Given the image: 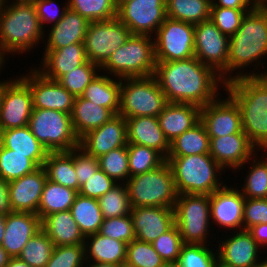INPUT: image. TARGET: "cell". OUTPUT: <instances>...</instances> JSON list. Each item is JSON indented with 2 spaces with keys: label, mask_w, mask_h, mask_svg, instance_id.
<instances>
[{
  "label": "cell",
  "mask_w": 267,
  "mask_h": 267,
  "mask_svg": "<svg viewBox=\"0 0 267 267\" xmlns=\"http://www.w3.org/2000/svg\"><path fill=\"white\" fill-rule=\"evenodd\" d=\"M131 35L129 28L117 17L90 22L83 41L88 61L101 67Z\"/></svg>",
  "instance_id": "7c38bea8"
},
{
  "label": "cell",
  "mask_w": 267,
  "mask_h": 267,
  "mask_svg": "<svg viewBox=\"0 0 267 267\" xmlns=\"http://www.w3.org/2000/svg\"><path fill=\"white\" fill-rule=\"evenodd\" d=\"M224 240H219L217 249L218 261L227 267H251L263 259L260 258L261 247L248 230L234 231ZM226 238V239H225ZM260 253V254H259ZM259 260V261H258Z\"/></svg>",
  "instance_id": "44dd1931"
},
{
  "label": "cell",
  "mask_w": 267,
  "mask_h": 267,
  "mask_svg": "<svg viewBox=\"0 0 267 267\" xmlns=\"http://www.w3.org/2000/svg\"><path fill=\"white\" fill-rule=\"evenodd\" d=\"M85 262L84 244L55 246L45 267H83Z\"/></svg>",
  "instance_id": "816d5d0a"
},
{
  "label": "cell",
  "mask_w": 267,
  "mask_h": 267,
  "mask_svg": "<svg viewBox=\"0 0 267 267\" xmlns=\"http://www.w3.org/2000/svg\"><path fill=\"white\" fill-rule=\"evenodd\" d=\"M40 66L36 69L46 78L58 81L88 61L83 42L73 43L60 49H44Z\"/></svg>",
  "instance_id": "d4e9b609"
},
{
  "label": "cell",
  "mask_w": 267,
  "mask_h": 267,
  "mask_svg": "<svg viewBox=\"0 0 267 267\" xmlns=\"http://www.w3.org/2000/svg\"><path fill=\"white\" fill-rule=\"evenodd\" d=\"M30 70L23 76L21 73L20 77L30 88L33 109L59 110L71 114L75 97L58 81L46 78L35 66Z\"/></svg>",
  "instance_id": "2e32d148"
},
{
  "label": "cell",
  "mask_w": 267,
  "mask_h": 267,
  "mask_svg": "<svg viewBox=\"0 0 267 267\" xmlns=\"http://www.w3.org/2000/svg\"><path fill=\"white\" fill-rule=\"evenodd\" d=\"M130 177L152 171L166 159L155 149L137 144H127Z\"/></svg>",
  "instance_id": "7bdbcfd3"
},
{
  "label": "cell",
  "mask_w": 267,
  "mask_h": 267,
  "mask_svg": "<svg viewBox=\"0 0 267 267\" xmlns=\"http://www.w3.org/2000/svg\"><path fill=\"white\" fill-rule=\"evenodd\" d=\"M114 116L115 114L106 107L98 106L80 96L74 98L71 121L74 133L79 139Z\"/></svg>",
  "instance_id": "4dcf8cb0"
},
{
  "label": "cell",
  "mask_w": 267,
  "mask_h": 267,
  "mask_svg": "<svg viewBox=\"0 0 267 267\" xmlns=\"http://www.w3.org/2000/svg\"><path fill=\"white\" fill-rule=\"evenodd\" d=\"M263 56H267V9L254 8L247 12L239 29L230 36L227 83L243 77H259L261 73L256 71L257 67L262 65L261 69H265ZM250 65L256 69L245 71Z\"/></svg>",
  "instance_id": "7a4b0ae2"
},
{
  "label": "cell",
  "mask_w": 267,
  "mask_h": 267,
  "mask_svg": "<svg viewBox=\"0 0 267 267\" xmlns=\"http://www.w3.org/2000/svg\"><path fill=\"white\" fill-rule=\"evenodd\" d=\"M151 244L165 263H177L181 247L184 243L178 227L174 224Z\"/></svg>",
  "instance_id": "f907efd6"
},
{
  "label": "cell",
  "mask_w": 267,
  "mask_h": 267,
  "mask_svg": "<svg viewBox=\"0 0 267 267\" xmlns=\"http://www.w3.org/2000/svg\"><path fill=\"white\" fill-rule=\"evenodd\" d=\"M77 195L78 191L47 179L41 194L37 215L42 220L52 213L68 211Z\"/></svg>",
  "instance_id": "e575fe53"
},
{
  "label": "cell",
  "mask_w": 267,
  "mask_h": 267,
  "mask_svg": "<svg viewBox=\"0 0 267 267\" xmlns=\"http://www.w3.org/2000/svg\"><path fill=\"white\" fill-rule=\"evenodd\" d=\"M40 229L41 220L37 214L11 211L6 214L5 232L1 246L10 257H18L29 239Z\"/></svg>",
  "instance_id": "cb8c5ba5"
},
{
  "label": "cell",
  "mask_w": 267,
  "mask_h": 267,
  "mask_svg": "<svg viewBox=\"0 0 267 267\" xmlns=\"http://www.w3.org/2000/svg\"><path fill=\"white\" fill-rule=\"evenodd\" d=\"M101 72L99 65L86 61L73 71L63 75L58 82L74 97L81 96L85 88Z\"/></svg>",
  "instance_id": "7dc6e473"
},
{
  "label": "cell",
  "mask_w": 267,
  "mask_h": 267,
  "mask_svg": "<svg viewBox=\"0 0 267 267\" xmlns=\"http://www.w3.org/2000/svg\"><path fill=\"white\" fill-rule=\"evenodd\" d=\"M128 144L146 146L158 151L165 159L170 144L160 128L158 117L140 116L126 118Z\"/></svg>",
  "instance_id": "484cf974"
},
{
  "label": "cell",
  "mask_w": 267,
  "mask_h": 267,
  "mask_svg": "<svg viewBox=\"0 0 267 267\" xmlns=\"http://www.w3.org/2000/svg\"><path fill=\"white\" fill-rule=\"evenodd\" d=\"M84 248L86 261L112 263L124 267L127 252L125 242L95 233L86 236Z\"/></svg>",
  "instance_id": "f546056e"
},
{
  "label": "cell",
  "mask_w": 267,
  "mask_h": 267,
  "mask_svg": "<svg viewBox=\"0 0 267 267\" xmlns=\"http://www.w3.org/2000/svg\"><path fill=\"white\" fill-rule=\"evenodd\" d=\"M46 180L45 169L39 167L30 174L9 181L8 196L11 211L37 214Z\"/></svg>",
  "instance_id": "7402d4cb"
},
{
  "label": "cell",
  "mask_w": 267,
  "mask_h": 267,
  "mask_svg": "<svg viewBox=\"0 0 267 267\" xmlns=\"http://www.w3.org/2000/svg\"><path fill=\"white\" fill-rule=\"evenodd\" d=\"M41 229L55 246L84 244L85 236L70 210L52 213L41 220Z\"/></svg>",
  "instance_id": "f1b7e54d"
},
{
  "label": "cell",
  "mask_w": 267,
  "mask_h": 267,
  "mask_svg": "<svg viewBox=\"0 0 267 267\" xmlns=\"http://www.w3.org/2000/svg\"><path fill=\"white\" fill-rule=\"evenodd\" d=\"M154 36L156 62L195 57L193 24L166 17Z\"/></svg>",
  "instance_id": "8fae6325"
},
{
  "label": "cell",
  "mask_w": 267,
  "mask_h": 267,
  "mask_svg": "<svg viewBox=\"0 0 267 267\" xmlns=\"http://www.w3.org/2000/svg\"><path fill=\"white\" fill-rule=\"evenodd\" d=\"M200 111L201 107L191 103L166 104L158 120L169 144L200 121Z\"/></svg>",
  "instance_id": "4316f807"
},
{
  "label": "cell",
  "mask_w": 267,
  "mask_h": 267,
  "mask_svg": "<svg viewBox=\"0 0 267 267\" xmlns=\"http://www.w3.org/2000/svg\"><path fill=\"white\" fill-rule=\"evenodd\" d=\"M44 33L45 29L41 26L33 3L2 4L0 51L4 56L31 52L40 42L44 43Z\"/></svg>",
  "instance_id": "277c9868"
},
{
  "label": "cell",
  "mask_w": 267,
  "mask_h": 267,
  "mask_svg": "<svg viewBox=\"0 0 267 267\" xmlns=\"http://www.w3.org/2000/svg\"><path fill=\"white\" fill-rule=\"evenodd\" d=\"M264 82L265 84L267 85V71L265 72H261V75L259 76Z\"/></svg>",
  "instance_id": "753ad0ef"
},
{
  "label": "cell",
  "mask_w": 267,
  "mask_h": 267,
  "mask_svg": "<svg viewBox=\"0 0 267 267\" xmlns=\"http://www.w3.org/2000/svg\"><path fill=\"white\" fill-rule=\"evenodd\" d=\"M7 80H0V107H1V99H2V93H3V88H4V84Z\"/></svg>",
  "instance_id": "8c879c8a"
},
{
  "label": "cell",
  "mask_w": 267,
  "mask_h": 267,
  "mask_svg": "<svg viewBox=\"0 0 267 267\" xmlns=\"http://www.w3.org/2000/svg\"><path fill=\"white\" fill-rule=\"evenodd\" d=\"M47 179L79 191V181L74 169V157L68 151L49 152L42 166Z\"/></svg>",
  "instance_id": "836d02e7"
},
{
  "label": "cell",
  "mask_w": 267,
  "mask_h": 267,
  "mask_svg": "<svg viewBox=\"0 0 267 267\" xmlns=\"http://www.w3.org/2000/svg\"><path fill=\"white\" fill-rule=\"evenodd\" d=\"M47 154H20L0 144V177L12 181L43 166Z\"/></svg>",
  "instance_id": "1f68e13d"
},
{
  "label": "cell",
  "mask_w": 267,
  "mask_h": 267,
  "mask_svg": "<svg viewBox=\"0 0 267 267\" xmlns=\"http://www.w3.org/2000/svg\"><path fill=\"white\" fill-rule=\"evenodd\" d=\"M11 212L8 196V181L0 177V214Z\"/></svg>",
  "instance_id": "94428289"
},
{
  "label": "cell",
  "mask_w": 267,
  "mask_h": 267,
  "mask_svg": "<svg viewBox=\"0 0 267 267\" xmlns=\"http://www.w3.org/2000/svg\"><path fill=\"white\" fill-rule=\"evenodd\" d=\"M178 195L206 194L222 188L224 169L209 154L167 156ZM221 177V178H220Z\"/></svg>",
  "instance_id": "5b68a950"
},
{
  "label": "cell",
  "mask_w": 267,
  "mask_h": 267,
  "mask_svg": "<svg viewBox=\"0 0 267 267\" xmlns=\"http://www.w3.org/2000/svg\"><path fill=\"white\" fill-rule=\"evenodd\" d=\"M229 40L230 37L223 34L210 19L194 25L195 57L202 64L213 68L225 84Z\"/></svg>",
  "instance_id": "4fadbf2b"
},
{
  "label": "cell",
  "mask_w": 267,
  "mask_h": 267,
  "mask_svg": "<svg viewBox=\"0 0 267 267\" xmlns=\"http://www.w3.org/2000/svg\"><path fill=\"white\" fill-rule=\"evenodd\" d=\"M210 139L205 126L199 121L170 143L168 156H189L209 153Z\"/></svg>",
  "instance_id": "8d00e7d4"
},
{
  "label": "cell",
  "mask_w": 267,
  "mask_h": 267,
  "mask_svg": "<svg viewBox=\"0 0 267 267\" xmlns=\"http://www.w3.org/2000/svg\"><path fill=\"white\" fill-rule=\"evenodd\" d=\"M118 183L111 179L100 168L80 186L78 194L84 197L98 199Z\"/></svg>",
  "instance_id": "db71d44e"
},
{
  "label": "cell",
  "mask_w": 267,
  "mask_h": 267,
  "mask_svg": "<svg viewBox=\"0 0 267 267\" xmlns=\"http://www.w3.org/2000/svg\"><path fill=\"white\" fill-rule=\"evenodd\" d=\"M33 4L43 29L46 28L44 26L46 23L52 26L57 24L69 8L68 1L61 7L62 9L55 0H35Z\"/></svg>",
  "instance_id": "6f0895ef"
},
{
  "label": "cell",
  "mask_w": 267,
  "mask_h": 267,
  "mask_svg": "<svg viewBox=\"0 0 267 267\" xmlns=\"http://www.w3.org/2000/svg\"><path fill=\"white\" fill-rule=\"evenodd\" d=\"M131 218L135 238L152 243L174 224V210L167 207H132Z\"/></svg>",
  "instance_id": "603a6c76"
},
{
  "label": "cell",
  "mask_w": 267,
  "mask_h": 267,
  "mask_svg": "<svg viewBox=\"0 0 267 267\" xmlns=\"http://www.w3.org/2000/svg\"><path fill=\"white\" fill-rule=\"evenodd\" d=\"M253 9L211 7L210 20L223 34L230 37L239 29L247 12Z\"/></svg>",
  "instance_id": "681fc988"
},
{
  "label": "cell",
  "mask_w": 267,
  "mask_h": 267,
  "mask_svg": "<svg viewBox=\"0 0 267 267\" xmlns=\"http://www.w3.org/2000/svg\"><path fill=\"white\" fill-rule=\"evenodd\" d=\"M35 0H2L3 3H34Z\"/></svg>",
  "instance_id": "a7ac6f4b"
},
{
  "label": "cell",
  "mask_w": 267,
  "mask_h": 267,
  "mask_svg": "<svg viewBox=\"0 0 267 267\" xmlns=\"http://www.w3.org/2000/svg\"><path fill=\"white\" fill-rule=\"evenodd\" d=\"M245 197L238 187L226 184L210 195L211 224L219 225L231 232L243 230ZM231 230V231H230Z\"/></svg>",
  "instance_id": "ac0fdd59"
},
{
  "label": "cell",
  "mask_w": 267,
  "mask_h": 267,
  "mask_svg": "<svg viewBox=\"0 0 267 267\" xmlns=\"http://www.w3.org/2000/svg\"><path fill=\"white\" fill-rule=\"evenodd\" d=\"M165 1L129 0L118 8L117 18L129 28L132 35L154 37L167 17Z\"/></svg>",
  "instance_id": "9a60e30c"
},
{
  "label": "cell",
  "mask_w": 267,
  "mask_h": 267,
  "mask_svg": "<svg viewBox=\"0 0 267 267\" xmlns=\"http://www.w3.org/2000/svg\"><path fill=\"white\" fill-rule=\"evenodd\" d=\"M2 4H3V2H2V0H0V9H1V7H2Z\"/></svg>",
  "instance_id": "b9fcfbb0"
},
{
  "label": "cell",
  "mask_w": 267,
  "mask_h": 267,
  "mask_svg": "<svg viewBox=\"0 0 267 267\" xmlns=\"http://www.w3.org/2000/svg\"><path fill=\"white\" fill-rule=\"evenodd\" d=\"M69 9L79 13L89 22L116 18L118 8L115 0H67Z\"/></svg>",
  "instance_id": "60d3db41"
},
{
  "label": "cell",
  "mask_w": 267,
  "mask_h": 267,
  "mask_svg": "<svg viewBox=\"0 0 267 267\" xmlns=\"http://www.w3.org/2000/svg\"><path fill=\"white\" fill-rule=\"evenodd\" d=\"M6 62L7 60L5 59V56L0 51V73L2 71L1 69L4 67Z\"/></svg>",
  "instance_id": "89a4df30"
},
{
  "label": "cell",
  "mask_w": 267,
  "mask_h": 267,
  "mask_svg": "<svg viewBox=\"0 0 267 267\" xmlns=\"http://www.w3.org/2000/svg\"><path fill=\"white\" fill-rule=\"evenodd\" d=\"M214 267H227V266H224L219 261H217V263L214 265Z\"/></svg>",
  "instance_id": "2a66077c"
},
{
  "label": "cell",
  "mask_w": 267,
  "mask_h": 267,
  "mask_svg": "<svg viewBox=\"0 0 267 267\" xmlns=\"http://www.w3.org/2000/svg\"><path fill=\"white\" fill-rule=\"evenodd\" d=\"M28 126L48 152L70 151L79 147L71 114L59 110L33 109Z\"/></svg>",
  "instance_id": "30bf717a"
},
{
  "label": "cell",
  "mask_w": 267,
  "mask_h": 267,
  "mask_svg": "<svg viewBox=\"0 0 267 267\" xmlns=\"http://www.w3.org/2000/svg\"><path fill=\"white\" fill-rule=\"evenodd\" d=\"M211 7L254 8L250 0H211Z\"/></svg>",
  "instance_id": "91938a15"
},
{
  "label": "cell",
  "mask_w": 267,
  "mask_h": 267,
  "mask_svg": "<svg viewBox=\"0 0 267 267\" xmlns=\"http://www.w3.org/2000/svg\"><path fill=\"white\" fill-rule=\"evenodd\" d=\"M155 67L153 36L131 35L100 68L103 74L122 79L153 76Z\"/></svg>",
  "instance_id": "8992f818"
},
{
  "label": "cell",
  "mask_w": 267,
  "mask_h": 267,
  "mask_svg": "<svg viewBox=\"0 0 267 267\" xmlns=\"http://www.w3.org/2000/svg\"><path fill=\"white\" fill-rule=\"evenodd\" d=\"M254 8L267 9V0H250Z\"/></svg>",
  "instance_id": "003e7915"
},
{
  "label": "cell",
  "mask_w": 267,
  "mask_h": 267,
  "mask_svg": "<svg viewBox=\"0 0 267 267\" xmlns=\"http://www.w3.org/2000/svg\"><path fill=\"white\" fill-rule=\"evenodd\" d=\"M83 267H121V266L112 263H97V262L86 261Z\"/></svg>",
  "instance_id": "e7e4bbea"
},
{
  "label": "cell",
  "mask_w": 267,
  "mask_h": 267,
  "mask_svg": "<svg viewBox=\"0 0 267 267\" xmlns=\"http://www.w3.org/2000/svg\"><path fill=\"white\" fill-rule=\"evenodd\" d=\"M211 0H166V16L196 25L210 19Z\"/></svg>",
  "instance_id": "d590c367"
},
{
  "label": "cell",
  "mask_w": 267,
  "mask_h": 267,
  "mask_svg": "<svg viewBox=\"0 0 267 267\" xmlns=\"http://www.w3.org/2000/svg\"><path fill=\"white\" fill-rule=\"evenodd\" d=\"M32 111V94L28 84L20 76L7 79L1 99L0 131L27 126Z\"/></svg>",
  "instance_id": "5bb4252c"
},
{
  "label": "cell",
  "mask_w": 267,
  "mask_h": 267,
  "mask_svg": "<svg viewBox=\"0 0 267 267\" xmlns=\"http://www.w3.org/2000/svg\"><path fill=\"white\" fill-rule=\"evenodd\" d=\"M175 224L184 244L208 245L211 216L210 195H178L174 205Z\"/></svg>",
  "instance_id": "9c48e42d"
},
{
  "label": "cell",
  "mask_w": 267,
  "mask_h": 267,
  "mask_svg": "<svg viewBox=\"0 0 267 267\" xmlns=\"http://www.w3.org/2000/svg\"><path fill=\"white\" fill-rule=\"evenodd\" d=\"M10 256L5 249L0 245V267H5L8 264Z\"/></svg>",
  "instance_id": "be15d7a7"
},
{
  "label": "cell",
  "mask_w": 267,
  "mask_h": 267,
  "mask_svg": "<svg viewBox=\"0 0 267 267\" xmlns=\"http://www.w3.org/2000/svg\"><path fill=\"white\" fill-rule=\"evenodd\" d=\"M126 186L132 207L174 208L178 197L173 172L167 161L157 169L129 177Z\"/></svg>",
  "instance_id": "52a82bcc"
},
{
  "label": "cell",
  "mask_w": 267,
  "mask_h": 267,
  "mask_svg": "<svg viewBox=\"0 0 267 267\" xmlns=\"http://www.w3.org/2000/svg\"><path fill=\"white\" fill-rule=\"evenodd\" d=\"M238 104L242 130L258 151H267V85L260 77H243L225 84ZM264 150V151H263Z\"/></svg>",
  "instance_id": "3957f363"
},
{
  "label": "cell",
  "mask_w": 267,
  "mask_h": 267,
  "mask_svg": "<svg viewBox=\"0 0 267 267\" xmlns=\"http://www.w3.org/2000/svg\"><path fill=\"white\" fill-rule=\"evenodd\" d=\"M161 267H179L177 263H165Z\"/></svg>",
  "instance_id": "34e18365"
},
{
  "label": "cell",
  "mask_w": 267,
  "mask_h": 267,
  "mask_svg": "<svg viewBox=\"0 0 267 267\" xmlns=\"http://www.w3.org/2000/svg\"><path fill=\"white\" fill-rule=\"evenodd\" d=\"M209 139V154L224 170L240 171L258 151L243 130L237 134Z\"/></svg>",
  "instance_id": "ffe728a7"
},
{
  "label": "cell",
  "mask_w": 267,
  "mask_h": 267,
  "mask_svg": "<svg viewBox=\"0 0 267 267\" xmlns=\"http://www.w3.org/2000/svg\"><path fill=\"white\" fill-rule=\"evenodd\" d=\"M0 144L20 154H48L29 126L0 131Z\"/></svg>",
  "instance_id": "f35d334b"
},
{
  "label": "cell",
  "mask_w": 267,
  "mask_h": 267,
  "mask_svg": "<svg viewBox=\"0 0 267 267\" xmlns=\"http://www.w3.org/2000/svg\"><path fill=\"white\" fill-rule=\"evenodd\" d=\"M256 243L264 250V246H267V223H261L251 227L248 230Z\"/></svg>",
  "instance_id": "680465c9"
},
{
  "label": "cell",
  "mask_w": 267,
  "mask_h": 267,
  "mask_svg": "<svg viewBox=\"0 0 267 267\" xmlns=\"http://www.w3.org/2000/svg\"><path fill=\"white\" fill-rule=\"evenodd\" d=\"M98 233L129 244L135 239L131 215L103 219Z\"/></svg>",
  "instance_id": "f5cc1de1"
},
{
  "label": "cell",
  "mask_w": 267,
  "mask_h": 267,
  "mask_svg": "<svg viewBox=\"0 0 267 267\" xmlns=\"http://www.w3.org/2000/svg\"><path fill=\"white\" fill-rule=\"evenodd\" d=\"M217 97L201 107L200 121L205 126L209 138L223 137L242 131L241 111L236 101L228 94Z\"/></svg>",
  "instance_id": "e0dca14e"
},
{
  "label": "cell",
  "mask_w": 267,
  "mask_h": 267,
  "mask_svg": "<svg viewBox=\"0 0 267 267\" xmlns=\"http://www.w3.org/2000/svg\"><path fill=\"white\" fill-rule=\"evenodd\" d=\"M68 152L74 157V169L79 181V186H81L99 169L98 158L87 154L80 147Z\"/></svg>",
  "instance_id": "9f6ffc18"
},
{
  "label": "cell",
  "mask_w": 267,
  "mask_h": 267,
  "mask_svg": "<svg viewBox=\"0 0 267 267\" xmlns=\"http://www.w3.org/2000/svg\"><path fill=\"white\" fill-rule=\"evenodd\" d=\"M165 261L151 243L138 239L127 244L124 267H161Z\"/></svg>",
  "instance_id": "bcb514c9"
},
{
  "label": "cell",
  "mask_w": 267,
  "mask_h": 267,
  "mask_svg": "<svg viewBox=\"0 0 267 267\" xmlns=\"http://www.w3.org/2000/svg\"><path fill=\"white\" fill-rule=\"evenodd\" d=\"M89 24L87 19L68 8L63 18L51 26L45 35L47 38L45 49H60L73 43L83 42Z\"/></svg>",
  "instance_id": "83f0119b"
},
{
  "label": "cell",
  "mask_w": 267,
  "mask_h": 267,
  "mask_svg": "<svg viewBox=\"0 0 267 267\" xmlns=\"http://www.w3.org/2000/svg\"><path fill=\"white\" fill-rule=\"evenodd\" d=\"M208 244H183L177 261L179 267H214L218 254Z\"/></svg>",
  "instance_id": "c3c4849f"
},
{
  "label": "cell",
  "mask_w": 267,
  "mask_h": 267,
  "mask_svg": "<svg viewBox=\"0 0 267 267\" xmlns=\"http://www.w3.org/2000/svg\"><path fill=\"white\" fill-rule=\"evenodd\" d=\"M70 211L85 237L99 232L103 215L97 199L78 194Z\"/></svg>",
  "instance_id": "74e56055"
},
{
  "label": "cell",
  "mask_w": 267,
  "mask_h": 267,
  "mask_svg": "<svg viewBox=\"0 0 267 267\" xmlns=\"http://www.w3.org/2000/svg\"><path fill=\"white\" fill-rule=\"evenodd\" d=\"M153 76L167 102L171 103H191L203 107L221 96L218 92L220 87L225 88L220 75L196 57L156 62Z\"/></svg>",
  "instance_id": "6da1fadb"
},
{
  "label": "cell",
  "mask_w": 267,
  "mask_h": 267,
  "mask_svg": "<svg viewBox=\"0 0 267 267\" xmlns=\"http://www.w3.org/2000/svg\"><path fill=\"white\" fill-rule=\"evenodd\" d=\"M5 267H31L19 257H10L8 264Z\"/></svg>",
  "instance_id": "6125c7cd"
},
{
  "label": "cell",
  "mask_w": 267,
  "mask_h": 267,
  "mask_svg": "<svg viewBox=\"0 0 267 267\" xmlns=\"http://www.w3.org/2000/svg\"><path fill=\"white\" fill-rule=\"evenodd\" d=\"M127 1H129V0H115L117 8H119L123 3L127 2Z\"/></svg>",
  "instance_id": "11e5206c"
},
{
  "label": "cell",
  "mask_w": 267,
  "mask_h": 267,
  "mask_svg": "<svg viewBox=\"0 0 267 267\" xmlns=\"http://www.w3.org/2000/svg\"><path fill=\"white\" fill-rule=\"evenodd\" d=\"M261 223H267V198H245L243 230Z\"/></svg>",
  "instance_id": "11a10c76"
},
{
  "label": "cell",
  "mask_w": 267,
  "mask_h": 267,
  "mask_svg": "<svg viewBox=\"0 0 267 267\" xmlns=\"http://www.w3.org/2000/svg\"><path fill=\"white\" fill-rule=\"evenodd\" d=\"M103 219L129 215L131 203L126 184H117L98 199Z\"/></svg>",
  "instance_id": "ee69618b"
},
{
  "label": "cell",
  "mask_w": 267,
  "mask_h": 267,
  "mask_svg": "<svg viewBox=\"0 0 267 267\" xmlns=\"http://www.w3.org/2000/svg\"><path fill=\"white\" fill-rule=\"evenodd\" d=\"M251 267H267V257L265 256V258L261 262Z\"/></svg>",
  "instance_id": "2644e50d"
},
{
  "label": "cell",
  "mask_w": 267,
  "mask_h": 267,
  "mask_svg": "<svg viewBox=\"0 0 267 267\" xmlns=\"http://www.w3.org/2000/svg\"><path fill=\"white\" fill-rule=\"evenodd\" d=\"M5 221H6V214H0V245L3 241L4 232H5Z\"/></svg>",
  "instance_id": "03108f58"
},
{
  "label": "cell",
  "mask_w": 267,
  "mask_h": 267,
  "mask_svg": "<svg viewBox=\"0 0 267 267\" xmlns=\"http://www.w3.org/2000/svg\"><path fill=\"white\" fill-rule=\"evenodd\" d=\"M112 78L114 77L99 73L85 88L80 97L98 106L110 109L115 115L118 114L120 110L121 79Z\"/></svg>",
  "instance_id": "d6a6232c"
},
{
  "label": "cell",
  "mask_w": 267,
  "mask_h": 267,
  "mask_svg": "<svg viewBox=\"0 0 267 267\" xmlns=\"http://www.w3.org/2000/svg\"><path fill=\"white\" fill-rule=\"evenodd\" d=\"M99 168L118 184L130 177L127 145L111 150L98 158Z\"/></svg>",
  "instance_id": "f6af8a7d"
},
{
  "label": "cell",
  "mask_w": 267,
  "mask_h": 267,
  "mask_svg": "<svg viewBox=\"0 0 267 267\" xmlns=\"http://www.w3.org/2000/svg\"><path fill=\"white\" fill-rule=\"evenodd\" d=\"M54 247L52 240L40 229L29 239L18 257L31 267H45Z\"/></svg>",
  "instance_id": "b9f144b4"
},
{
  "label": "cell",
  "mask_w": 267,
  "mask_h": 267,
  "mask_svg": "<svg viewBox=\"0 0 267 267\" xmlns=\"http://www.w3.org/2000/svg\"><path fill=\"white\" fill-rule=\"evenodd\" d=\"M257 155L258 153H255L251 161L250 159L247 161V164L249 162L252 164L240 188L245 198H267V156Z\"/></svg>",
  "instance_id": "ab89813d"
},
{
  "label": "cell",
  "mask_w": 267,
  "mask_h": 267,
  "mask_svg": "<svg viewBox=\"0 0 267 267\" xmlns=\"http://www.w3.org/2000/svg\"><path fill=\"white\" fill-rule=\"evenodd\" d=\"M127 144L126 119L119 114L99 128L88 131L79 139V147L95 158Z\"/></svg>",
  "instance_id": "d6986e66"
},
{
  "label": "cell",
  "mask_w": 267,
  "mask_h": 267,
  "mask_svg": "<svg viewBox=\"0 0 267 267\" xmlns=\"http://www.w3.org/2000/svg\"><path fill=\"white\" fill-rule=\"evenodd\" d=\"M124 81V82H123ZM119 115L158 117L168 103L154 76L122 78Z\"/></svg>",
  "instance_id": "ba28073f"
}]
</instances>
